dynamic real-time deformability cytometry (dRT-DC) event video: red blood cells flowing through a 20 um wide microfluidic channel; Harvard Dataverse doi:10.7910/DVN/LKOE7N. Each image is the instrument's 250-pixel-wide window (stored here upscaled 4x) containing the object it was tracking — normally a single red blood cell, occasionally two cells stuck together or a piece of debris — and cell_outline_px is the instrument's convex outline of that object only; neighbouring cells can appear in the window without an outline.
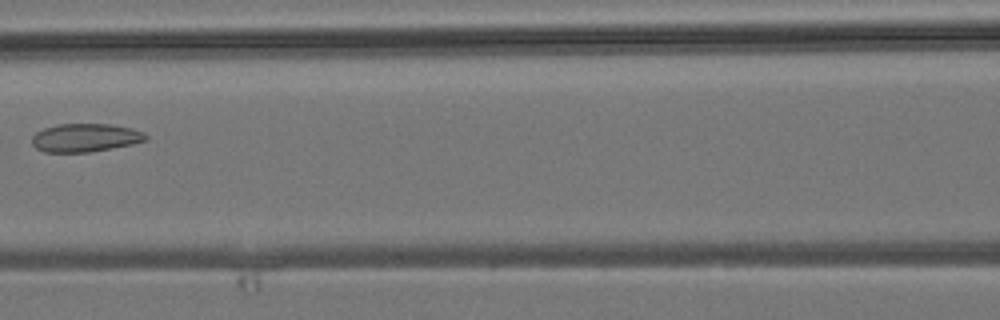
{"species": "common noctule bat (a hibernating species)", "species_latin": "Nyctalus noctula", "temperature_condition": "room temperature", "stored_images_in_passage": 8, "camera_frame_rate_fps": 3000, "um_per_image_px": 0.085, "animal": {"sex": "male", "body_mass_g": 19.2, "forearm_length_mm": 51.8}, "frame": {"image": 1, "passage_image": 7, "time_ms": 7.0, "image_size_px": [1000, 320], "cell_outline_px": [[148, 140], [132, 144], [88, 152], [44, 152], [36, 148], [32, 144], [32, 136], [36, 132], [44, 128], [56, 124], [112, 124], [132, 128], [144, 132], [148, 136]], "centroid_in_image_um": [7.25, 11.7], "position_along_channel_um": 159.3, "area_um2": 18.84}}
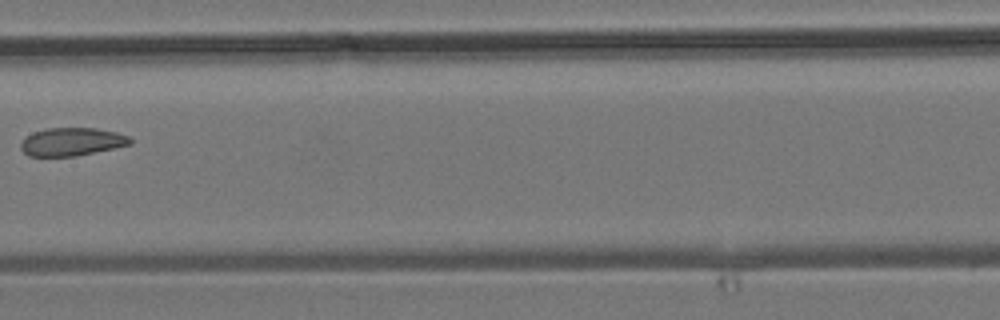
{"frame": {"image": 2, "passage_image": 8, "time_ms": 8.0, "image_size_px": [1000, 320], "cell_outline_px": [[132, 144], [76, 156], [28, 156], [20, 148], [20, 144], [32, 132], [48, 128], [96, 128], [116, 132], [128, 136], [132, 140]], "centroid_in_image_um": [6.1, 12.05], "position_along_channel_um": 201.3, "area_um2": 17.8}}